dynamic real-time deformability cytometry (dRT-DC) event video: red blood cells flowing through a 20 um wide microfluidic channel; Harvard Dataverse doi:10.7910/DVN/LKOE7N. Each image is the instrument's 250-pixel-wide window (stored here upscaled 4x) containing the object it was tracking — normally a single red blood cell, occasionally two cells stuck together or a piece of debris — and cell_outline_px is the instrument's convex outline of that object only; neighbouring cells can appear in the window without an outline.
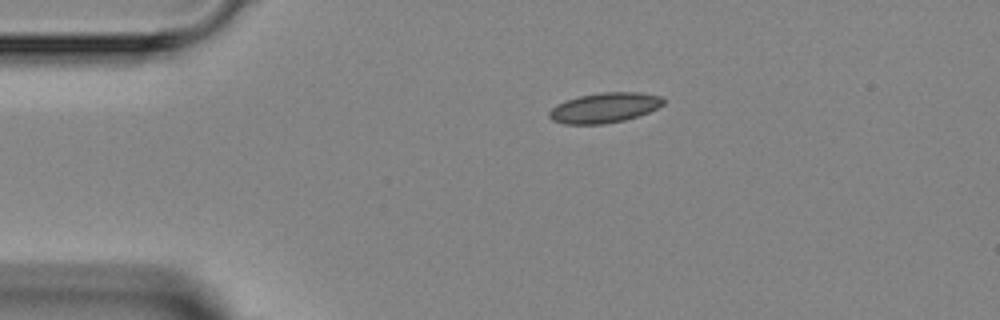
{"species": "Egyptian fruit bat (a non-hibernating species)", "species_latin": "Rousettus aegyptiacus", "temperature_condition": "room temperature", "stored_images_in_passage": 2, "camera_frame_rate_fps": 3000, "um_per_image_px": 0.085, "animal": {"sex": "female"}, "frame": {"image": 1, "passage_image": 1, "time_ms": 0.0, "image_size_px": [1000, 320], "cell_outline_px": [[664, 104], [648, 112], [624, 120], [604, 124], [564, 124], [552, 120], [548, 116], [548, 112], [556, 104], [564, 100], [580, 96], [600, 92], [640, 92], [660, 96], [664, 100]], "centroid_in_image_um": [51.34, 9.15], "position_along_channel_um": 33.7, "area_um2": 20.0}}
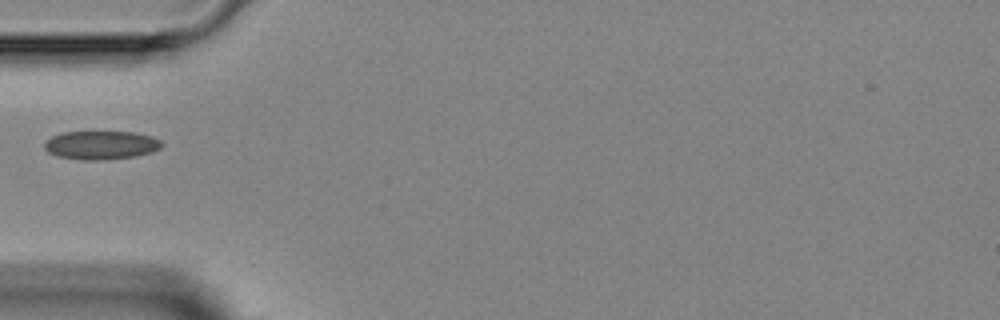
{"frame": {"image": 2, "passage_image": 2, "time_ms": 2.0, "image_size_px": [1000, 320], "cell_outline_px": [[164, 144], [160, 148], [152, 152], [136, 156], [104, 160], [80, 160], [56, 156], [48, 152], [44, 148], [44, 140], [52, 136], [64, 132], [132, 132], [152, 136], [160, 140]], "centroid_in_image_um": [8.57, 12.34], "position_along_channel_um": 76.4, "area_um2": 19.71}}